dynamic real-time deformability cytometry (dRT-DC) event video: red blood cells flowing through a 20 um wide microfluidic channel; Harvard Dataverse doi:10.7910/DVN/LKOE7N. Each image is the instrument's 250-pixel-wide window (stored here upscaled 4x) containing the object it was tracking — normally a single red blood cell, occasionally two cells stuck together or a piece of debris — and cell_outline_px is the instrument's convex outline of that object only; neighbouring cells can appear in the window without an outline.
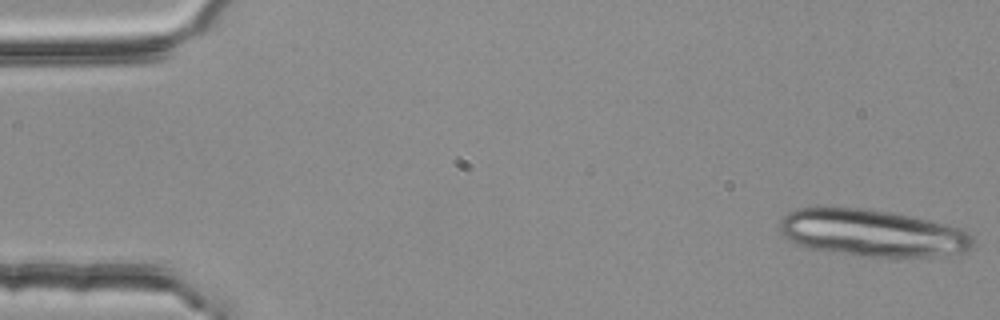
{"species": "common noctule bat (a hibernating species)", "species_latin": "Nyctalus noctula", "temperature_condition": "room temperature", "stored_images_in_passage": 15, "camera_frame_rate_fps": 3000, "um_per_image_px": 0.085, "animal": {"sex": "female", "body_mass_g": 25.1}, "frame": {"image": 1, "passage_image": 1, "time_ms": 0.0, "image_size_px": [1000, 320], "cell_outline_px": [[972, 248], [964, 252], [932, 256], [860, 256], [812, 248], [800, 244], [784, 236], [780, 232], [780, 220], [788, 212], [796, 208], [856, 208], [888, 212], [912, 216], [960, 228], [968, 232], [972, 236]], "centroid_in_image_um": [74.15, 19.8], "position_along_channel_um": 10.8, "area_um2": 52.08}}